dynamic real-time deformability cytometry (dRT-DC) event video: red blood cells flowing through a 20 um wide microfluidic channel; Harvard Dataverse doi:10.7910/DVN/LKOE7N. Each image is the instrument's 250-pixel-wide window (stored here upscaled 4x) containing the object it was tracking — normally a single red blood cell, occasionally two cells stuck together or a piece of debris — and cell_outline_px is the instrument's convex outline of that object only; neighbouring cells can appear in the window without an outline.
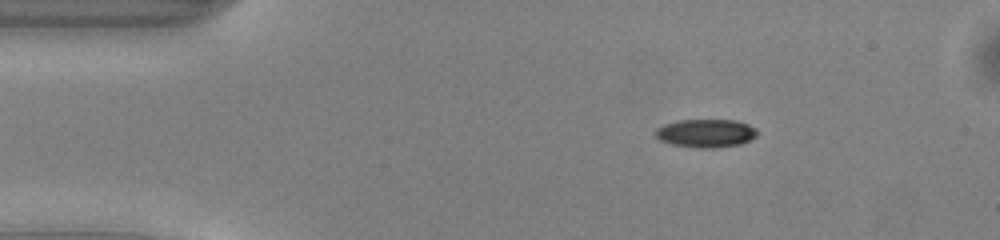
{"species": "common noctule bat (a hibernating species)", "species_latin": "Nyctalus noctula", "temperature_condition": "warm", "stored_images_in_passage": 46, "camera_frame_rate_fps": 3000, "um_per_image_px": 0.085, "animal": {"sex": "male", "body_mass_g": 13.0, "forearm_length_mm": 53.1}, "frame": {"image": 1, "passage_image": 4, "time_ms": 1.0, "image_size_px": [1000, 240], "cell_outline_px": [[756, 136], [740, 144], [712, 148], [696, 148], [672, 144], [660, 140], [652, 132], [656, 128], [664, 124], [676, 120], [736, 120], [748, 124], [756, 128]], "centroid_in_image_um": [59.95, 11.31], "position_along_channel_um": 25.1, "area_um2": 16.82}}
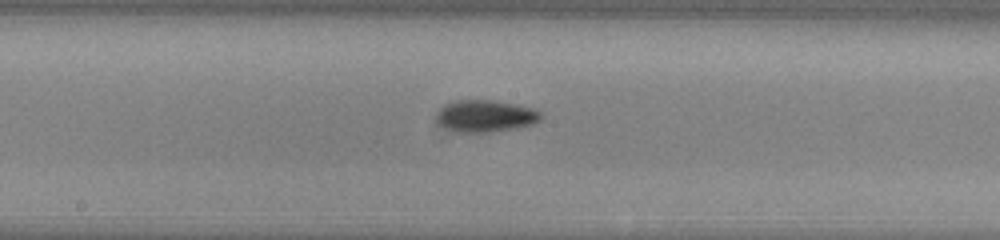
{"frame": {"image": 2, "passage_image": 22, "time_ms": 7.0, "image_size_px": [1000, 240], "cell_outline_px": [[544, 116], [540, 120], [532, 124], [516, 128], [488, 132], [456, 132], [440, 124], [436, 120], [436, 112], [444, 104], [456, 100], [492, 100], [516, 104], [532, 108], [540, 112]], "centroid_in_image_um": [41.25, 9.85], "position_along_channel_um": 206.9, "area_um2": 19.48}}
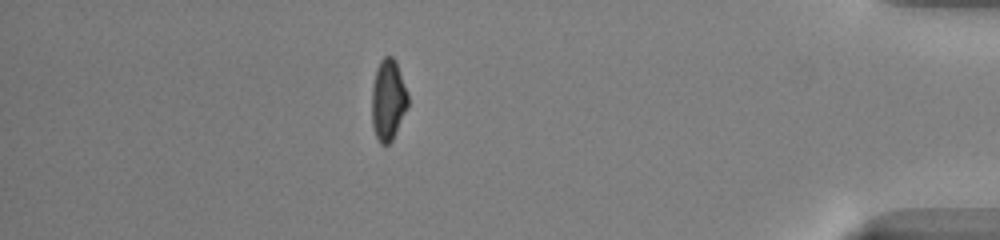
{"frame": {"image": 3, "passage_image": 40, "time_ms": 13.0, "image_size_px": [1000, 240], "cell_outline_px": [[408, 108], [392, 140], [388, 144], [380, 144], [376, 136], [372, 124], [372, 88], [376, 68], [380, 60], [384, 56], [392, 56], [396, 60], [408, 92]], "centroid_in_image_um": [33.0, 8.47], "position_along_channel_um": 402.2, "area_um2": 17.28}, "authors_computed_cell_mechanics": {"area_um2": 17.4556, "velocity_mm_per_s": 4.0843, "shape_relaxation_time_tau1_ms": 4.4998, "shape_relaxation_time_tau2_ms": 6.5323, "deformation_change_tau1": 0.128, "deformation_change_tau2": 0.1303}}